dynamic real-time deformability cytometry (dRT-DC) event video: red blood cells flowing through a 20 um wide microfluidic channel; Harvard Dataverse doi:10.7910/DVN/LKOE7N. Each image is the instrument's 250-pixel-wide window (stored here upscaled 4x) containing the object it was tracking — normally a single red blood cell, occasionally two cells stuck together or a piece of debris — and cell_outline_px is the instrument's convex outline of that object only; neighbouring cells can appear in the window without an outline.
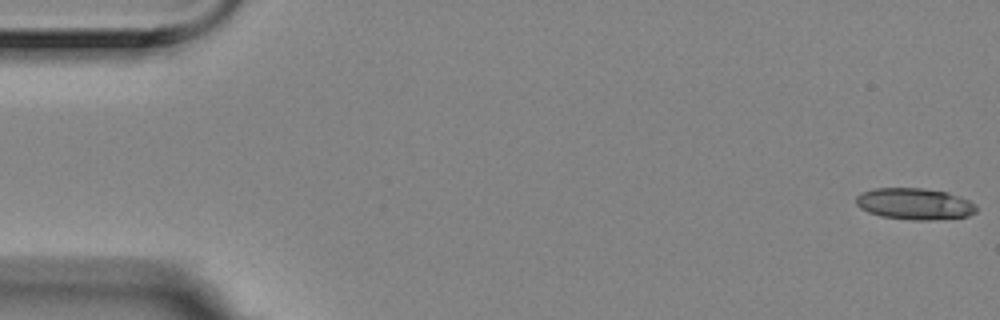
{"species": "Egyptian fruit bat (a non-hibernating species)", "species_latin": "Rousettus aegyptiacus", "temperature_condition": "room temperature", "stored_images_in_passage": 19, "camera_frame_rate_fps": 3000, "um_per_image_px": 0.085, "animal": {"sex": "female"}, "frame": {"image": 1, "passage_image": 1, "time_ms": 0.0, "image_size_px": [1000, 320], "cell_outline_px": [[976, 212], [968, 216], [928, 220], [912, 220], [880, 216], [868, 212], [860, 208], [856, 204], [856, 196], [860, 192], [872, 188], [924, 188], [948, 192], [960, 196], [968, 200], [976, 208]], "centroid_in_image_um": [77.69, 17.32], "position_along_channel_um": 7.3, "area_um2": 22.14}}
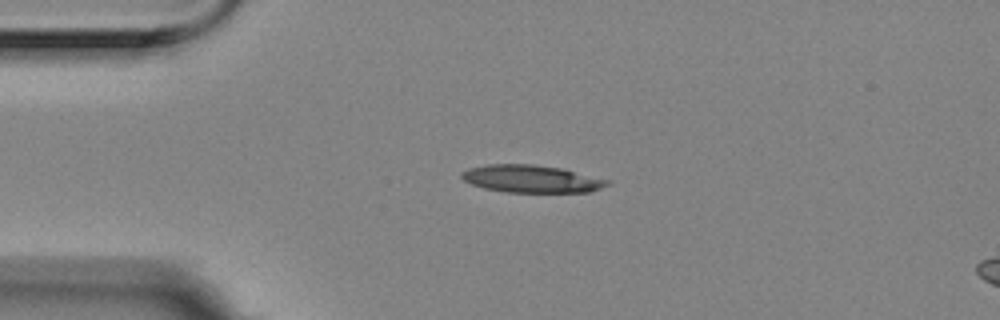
{"frame": {"image": 2, "passage_image": 13, "time_ms": 4.0, "image_size_px": [1000, 320], "cell_outline_px": [[608, 184], [600, 188], [588, 192], [504, 192], [484, 188], [472, 184], [464, 180], [460, 176], [460, 172], [468, 168], [488, 164], [532, 164], [560, 168], [608, 180]], "centroid_in_image_um": [45.09, 15.2], "position_along_channel_um": 39.9, "area_um2": 23.12}}
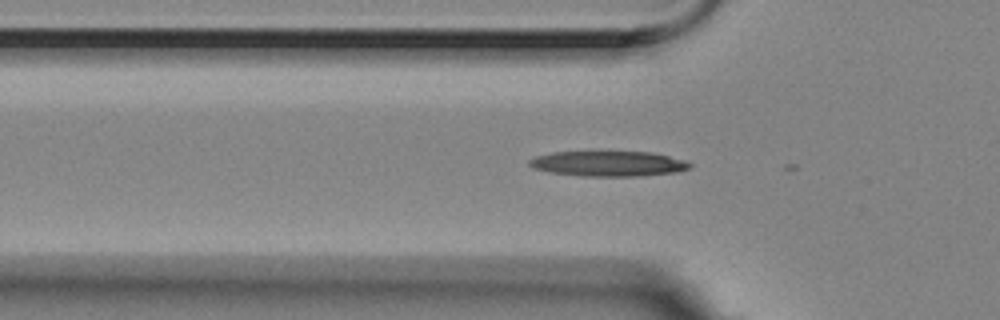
{"frame": {"image": 3, "passage_image": 18, "time_ms": 5.667, "image_size_px": [1000, 320], "cell_outline_px": [[692, 168], [676, 172], [640, 176], [580, 176], [552, 172], [532, 168], [528, 164], [528, 160], [536, 156], [552, 152], [652, 152], [684, 160], [692, 164]], "centroid_in_image_um": [51.71, 13.91], "position_along_channel_um": 74.1, "area_um2": 23.58}}